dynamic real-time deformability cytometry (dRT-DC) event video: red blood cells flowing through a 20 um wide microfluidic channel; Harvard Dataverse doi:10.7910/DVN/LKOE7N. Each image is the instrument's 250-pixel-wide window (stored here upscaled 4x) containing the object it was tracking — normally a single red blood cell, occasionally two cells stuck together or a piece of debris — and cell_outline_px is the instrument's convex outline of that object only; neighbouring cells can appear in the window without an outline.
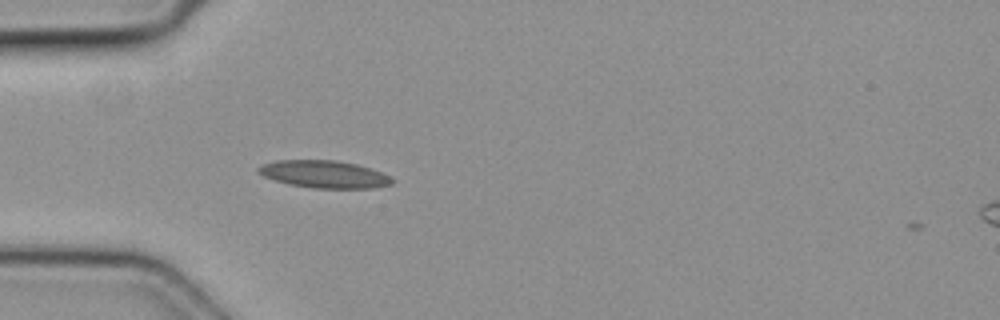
{"species": "common noctule bat (a hibernating species)", "species_latin": "Nyctalus noctula", "temperature_condition": "cold", "stored_images_in_passage": 2, "camera_frame_rate_fps": 3000, "um_per_image_px": 0.085, "animal": {"sex": "female", "body_mass_g": 19.3, "forearm_length_mm": 54.1}, "frame": {"image": 1, "passage_image": 1, "time_ms": 0.0, "image_size_px": [1000, 320], "cell_outline_px": [[396, 180], [392, 184], [372, 188], [312, 188], [288, 184], [264, 176], [256, 172], [256, 168], [260, 164], [276, 160], [336, 160], [356, 164], [392, 176]], "centroid_in_image_um": [27.54, 14.81], "position_along_channel_um": 57.5, "area_um2": 21.5}}